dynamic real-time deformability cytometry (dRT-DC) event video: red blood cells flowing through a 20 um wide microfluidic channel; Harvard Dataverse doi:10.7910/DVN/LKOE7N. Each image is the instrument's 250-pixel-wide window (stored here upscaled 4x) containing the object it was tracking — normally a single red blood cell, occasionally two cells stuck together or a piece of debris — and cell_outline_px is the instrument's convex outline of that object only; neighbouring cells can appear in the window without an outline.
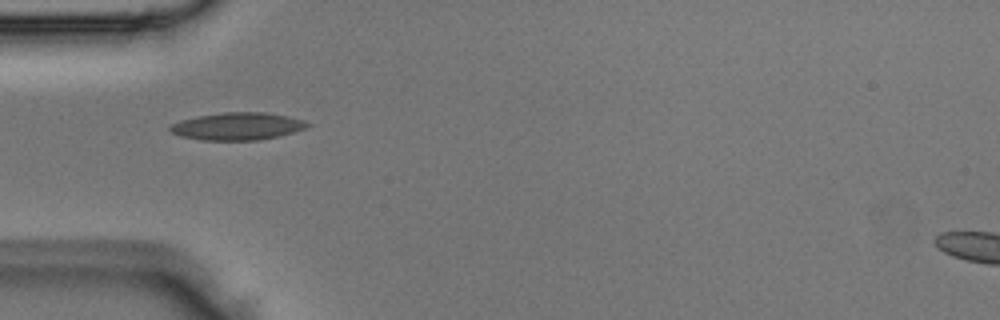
{"species": "Egyptian fruit bat (a non-hibernating species)", "species_latin": "Rousettus aegyptiacus", "temperature_condition": "room temperature", "stored_images_in_passage": 22, "camera_frame_rate_fps": 3000, "um_per_image_px": 0.085, "animal": {"sex": "male"}, "frame": {"image": 1, "passage_image": 1, "time_ms": 0.0, "image_size_px": [1000, 320], "cell_outline_px": [[312, 124], [304, 128], [292, 132], [260, 140], [200, 140], [180, 136], [172, 132], [168, 128], [172, 124], [180, 120], [200, 116], [224, 112], [268, 112], [288, 116], [304, 120]], "centroid_in_image_um": [20.18, 10.73], "position_along_channel_um": 64.8, "area_um2": 21.85}}
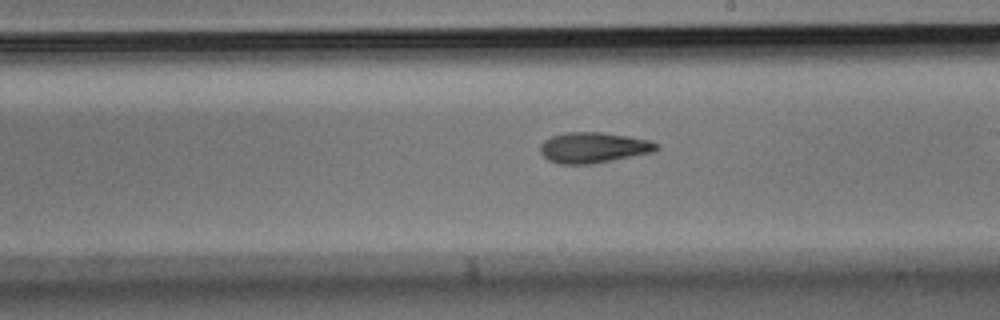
{"frame": {"image": 2, "passage_image": 11, "time_ms": 3.333, "image_size_px": [1000, 320], "cell_outline_px": [[660, 148], [656, 152], [592, 164], [560, 164], [548, 160], [540, 152], [540, 144], [544, 140], [552, 136], [564, 132], [600, 132], [628, 136], [652, 140], [660, 144]], "centroid_in_image_um": [50.49, 12.54], "position_along_channel_um": 238.5, "area_um2": 21.1}}
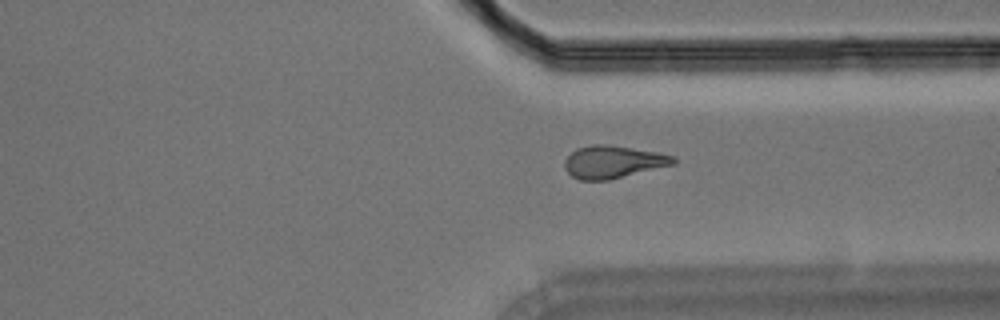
{"frame": {"image": 3, "passage_image": 20, "time_ms": 6.333, "image_size_px": [1000, 320], "cell_outline_px": [[676, 164], [608, 180], [580, 180], [572, 176], [564, 168], [564, 160], [576, 148], [592, 144], [604, 144], [632, 148], [656, 152], [672, 156], [676, 160]], "centroid_in_image_um": [52.08, 13.76], "position_along_channel_um": 359.3, "area_um2": 20.52}}